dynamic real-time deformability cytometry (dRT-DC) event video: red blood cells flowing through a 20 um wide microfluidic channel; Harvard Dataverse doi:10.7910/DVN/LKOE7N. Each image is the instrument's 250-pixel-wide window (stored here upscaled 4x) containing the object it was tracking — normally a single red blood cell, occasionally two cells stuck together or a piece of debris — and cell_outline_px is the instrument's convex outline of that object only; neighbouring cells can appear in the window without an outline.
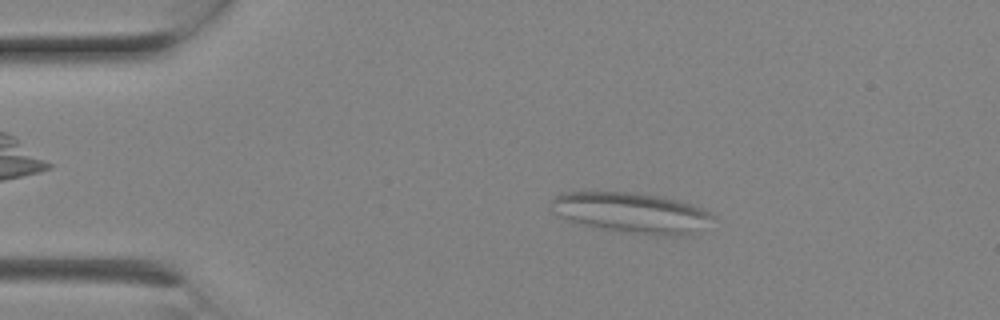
{"species": "Egyptian fruit bat (a non-hibernating species)", "species_latin": "Rousettus aegyptiacus", "temperature_condition": "room temperature", "stored_images_in_passage": 5, "camera_frame_rate_fps": 3000, "um_per_image_px": 0.085, "animal": {"sex": "female"}, "frame": {"image": 1, "passage_image": 3, "time_ms": 0.667, "image_size_px": [1000, 320], "cell_outline_px": [[716, 216], [692, 236], [656, 236], [620, 232], [600, 228], [572, 220], [560, 216], [552, 212], [548, 208], [552, 200], [560, 192], [636, 192], [664, 196], [680, 200], [704, 208]], "centroid_in_image_um": [53.74, 18.08], "position_along_channel_um": 31.3, "area_um2": 38.78}}